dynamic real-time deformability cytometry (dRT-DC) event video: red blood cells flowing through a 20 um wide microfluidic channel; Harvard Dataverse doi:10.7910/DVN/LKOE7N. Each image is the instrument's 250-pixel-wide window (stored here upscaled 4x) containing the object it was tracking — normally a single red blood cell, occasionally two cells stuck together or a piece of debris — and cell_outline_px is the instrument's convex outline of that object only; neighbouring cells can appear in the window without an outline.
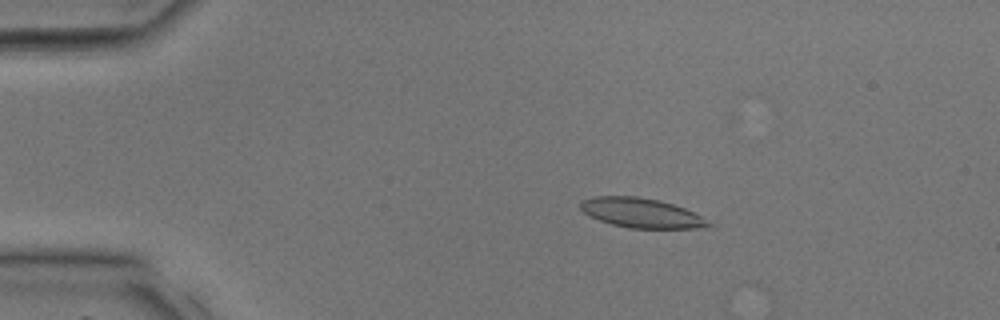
{"species": "common noctule bat (a hibernating species)", "species_latin": "Nyctalus noctula", "temperature_condition": "room temperature", "stored_images_in_passage": 8, "camera_frame_rate_fps": 3000, "um_per_image_px": 0.085, "animal": {"sex": "male", "body_mass_g": 17.9, "forearm_length_mm": 54.2}, "frame": {"image": 1, "passage_image": 7, "time_ms": 2.0, "image_size_px": [1000, 320], "cell_outline_px": [[712, 228], [628, 228], [612, 224], [588, 216], [580, 208], [580, 204], [584, 200], [592, 196], [636, 196], [660, 200], [684, 208], [700, 216], [712, 224]], "centroid_in_image_um": [54.51, 18.1], "position_along_channel_um": 30.5, "area_um2": 22.02}}